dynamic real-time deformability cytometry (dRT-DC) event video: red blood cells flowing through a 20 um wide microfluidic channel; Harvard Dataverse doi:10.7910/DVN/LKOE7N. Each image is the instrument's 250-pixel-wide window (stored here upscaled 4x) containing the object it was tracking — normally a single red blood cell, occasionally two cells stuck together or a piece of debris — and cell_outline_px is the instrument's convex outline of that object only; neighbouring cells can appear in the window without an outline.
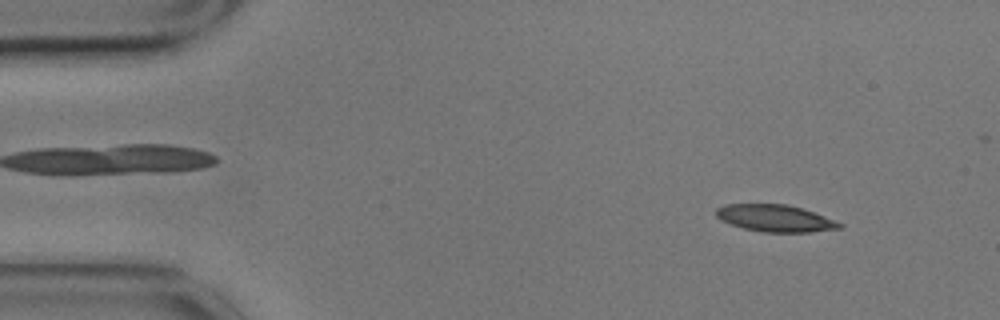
{"species": "common noctule bat (a hibernating species)", "species_latin": "Nyctalus noctula", "temperature_condition": "cold", "stored_images_in_passage": 55, "camera_frame_rate_fps": 3000, "um_per_image_px": 0.085, "animal": {"sex": "male", "body_mass_g": 17.9}, "frame": {"image": 1, "passage_image": 5, "time_ms": 1.333, "image_size_px": [1000, 320], "cell_outline_px": [[844, 224], [840, 228], [808, 232], [764, 232], [744, 228], [720, 220], [716, 216], [716, 208], [724, 204], [788, 204], [804, 208]], "centroid_in_image_um": [65.88, 18.54], "position_along_channel_um": 19.1, "area_um2": 19.36}}
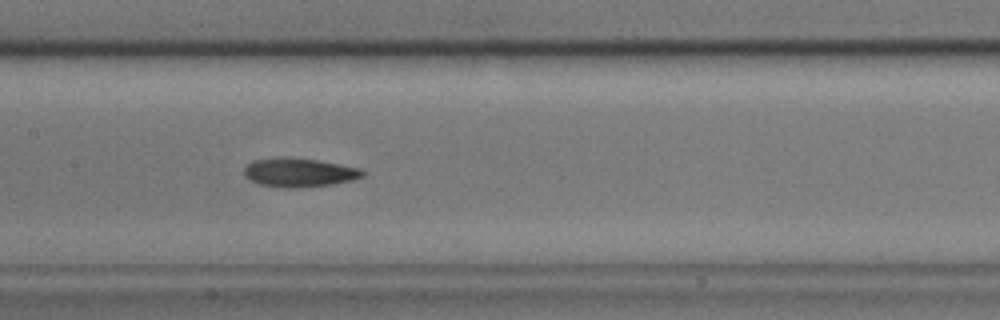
{"frame": {"image": 2, "passage_image": 26, "time_ms": 8.333, "image_size_px": [1000, 320], "cell_outline_px": [[364, 176], [352, 180], [332, 184], [296, 188], [288, 188], [260, 184], [248, 180], [244, 176], [244, 168], [252, 160], [280, 156], [284, 156], [316, 160], [340, 164], [360, 168], [364, 172]], "centroid_in_image_um": [25.39, 14.65], "position_along_channel_um": 182.0, "area_um2": 20.06}}
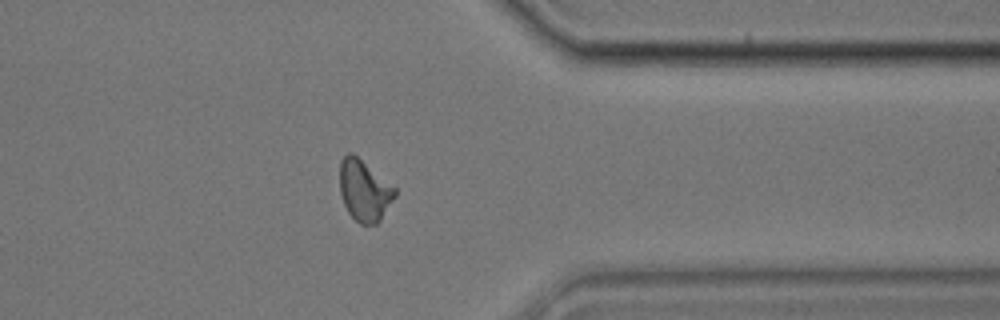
{"frame": {"image": 3, "passage_image": 44, "time_ms": 14.333, "image_size_px": [1000, 320], "cell_outline_px": [[396, 196], [380, 220], [376, 224], [360, 224], [348, 212], [344, 204], [340, 192], [340, 160], [348, 152], [352, 152], [396, 188]], "centroid_in_image_um": [30.96, 16.19], "position_along_channel_um": 380.4, "area_um2": 19.54}, "authors_computed_cell_mechanics": {"area_um2": 19.363, "velocity_mm_per_s": 3.4783, "shape_relaxation_time_tau1_ms": 8.6263, "shape_relaxation_time_tau2_ms": 3.0364, "deformation_change_tau1": 0.2051, "deformation_change_tau2": 0.0915}}